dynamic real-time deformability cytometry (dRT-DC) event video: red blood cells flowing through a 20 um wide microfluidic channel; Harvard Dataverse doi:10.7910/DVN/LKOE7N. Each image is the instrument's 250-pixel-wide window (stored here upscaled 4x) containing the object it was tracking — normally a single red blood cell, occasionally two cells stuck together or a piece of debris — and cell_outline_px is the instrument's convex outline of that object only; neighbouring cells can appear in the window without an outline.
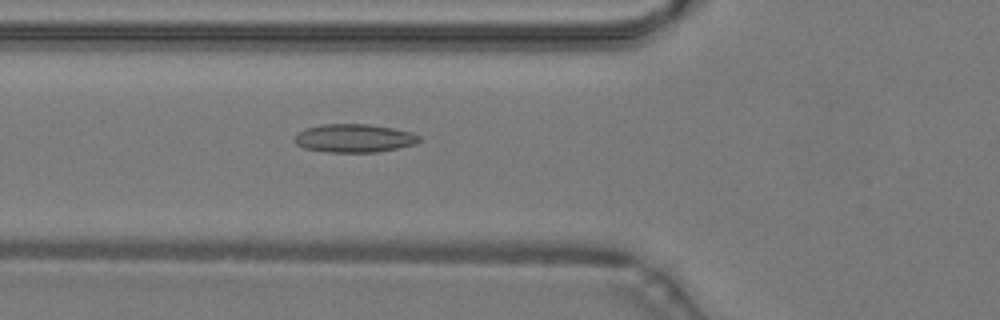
{"species": "common noctule bat (a hibernating species)", "species_latin": "Nyctalus noctula", "temperature_condition": "warm", "stored_images_in_passage": 48, "camera_frame_rate_fps": 3000, "um_per_image_px": 0.085, "animal": {"sex": "male", "body_mass_g": 19.2, "forearm_length_mm": 51.8}, "frame": {"image": 1, "passage_image": 18, "time_ms": 5.667, "image_size_px": [1000, 320], "cell_outline_px": [[420, 140], [416, 144], [376, 152], [328, 152], [304, 148], [296, 144], [292, 140], [296, 132], [308, 128], [324, 124], [368, 124], [392, 128], [412, 132], [420, 136]], "centroid_in_image_um": [30.08, 11.75], "position_along_channel_um": 95.7, "area_um2": 20.58}}
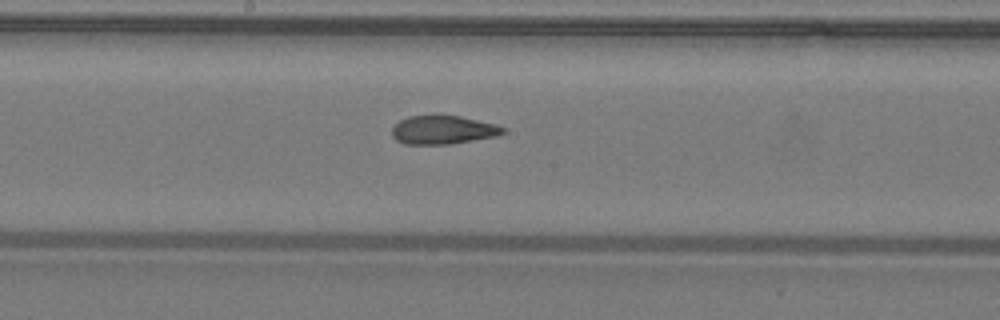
{"frame": {"image": 2, "passage_image": 26, "time_ms": 8.333, "image_size_px": [1000, 320], "cell_outline_px": [[504, 132], [496, 136], [452, 144], [404, 144], [396, 140], [392, 136], [392, 128], [400, 120], [408, 116], [436, 112], [460, 116], [496, 124], [504, 128]], "centroid_in_image_um": [37.61, 11.0], "position_along_channel_um": 210.6, "area_um2": 19.07}}
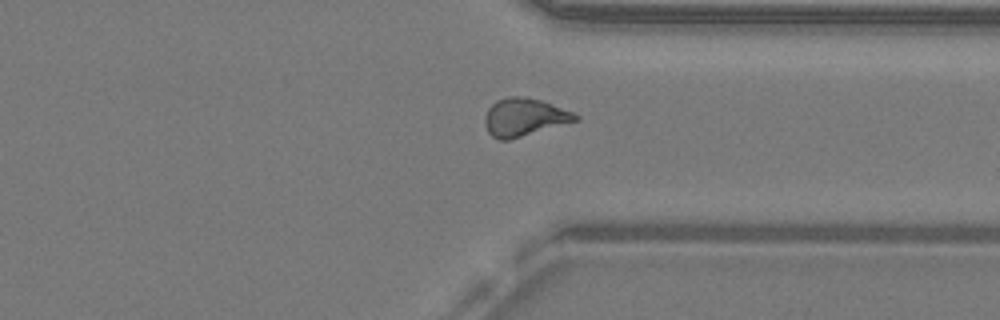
{"frame": {"image": 3, "passage_image": 37, "time_ms": 12.0, "image_size_px": [1000, 320], "cell_outline_px": [[580, 120], [508, 140], [496, 140], [488, 132], [484, 124], [484, 116], [488, 108], [496, 100], [508, 96], [524, 96], [540, 100], [572, 112], [580, 116]], "centroid_in_image_um": [44.53, 9.96], "position_along_channel_um": 366.9, "area_um2": 20.06}, "authors_computed_cell_mechanics": {"area_um2": 19.7387, "velocity_mm_per_s": 4.2802, "shape_relaxation_time_tau1_ms": null, "shape_relaxation_time_tau2_ms": 1.7098, "deformation_change_tau1": null, "deformation_change_tau2": 0.0869}}